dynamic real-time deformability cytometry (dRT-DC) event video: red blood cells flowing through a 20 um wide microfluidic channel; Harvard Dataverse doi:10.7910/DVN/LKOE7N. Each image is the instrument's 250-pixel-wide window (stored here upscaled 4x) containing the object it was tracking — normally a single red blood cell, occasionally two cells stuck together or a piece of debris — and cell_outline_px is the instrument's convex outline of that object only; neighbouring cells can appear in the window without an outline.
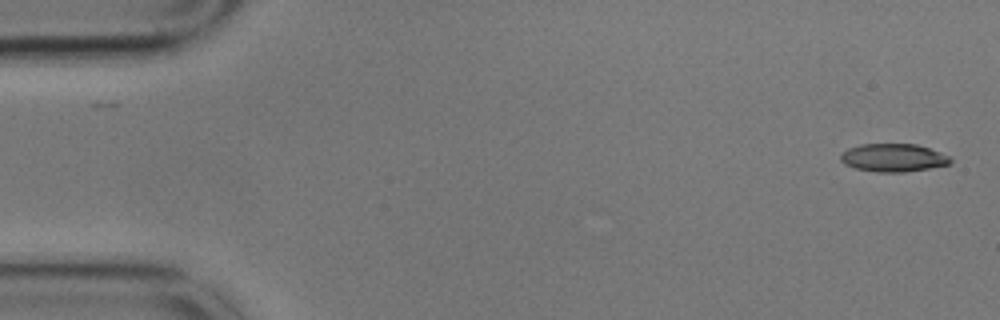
{"species": "common noctule bat (a hibernating species)", "species_latin": "Nyctalus noctula", "temperature_condition": "cold", "stored_images_in_passage": 55, "camera_frame_rate_fps": 3000, "um_per_image_px": 0.085, "animal": {"sex": "male", "body_mass_g": 17.9}, "frame": {"image": 1, "passage_image": 1, "time_ms": 0.0, "image_size_px": [1000, 320], "cell_outline_px": [[952, 160], [948, 164], [928, 168], [904, 172], [880, 172], [856, 168], [844, 164], [840, 160], [840, 156], [848, 148], [860, 144], [916, 144], [952, 156]], "centroid_in_image_um": [75.94, 13.4], "position_along_channel_um": 9.1, "area_um2": 17.8}}
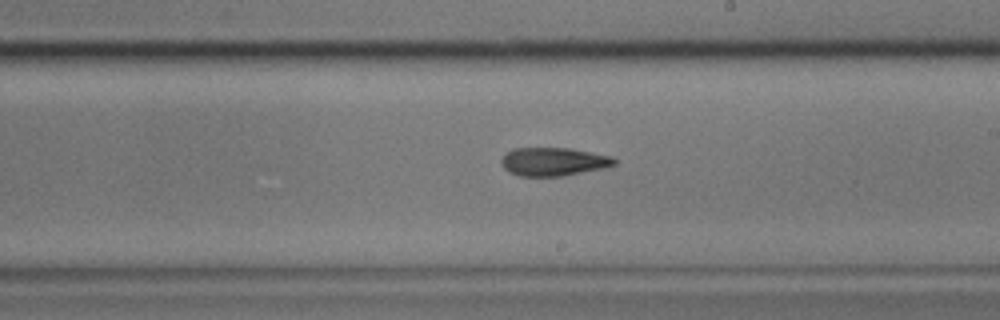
{"frame": {"image": 2, "passage_image": 31, "time_ms": 10.0, "image_size_px": [1000, 320], "cell_outline_px": [[616, 164], [604, 168], [564, 176], [520, 176], [508, 172], [500, 164], [500, 160], [512, 148], [568, 148], [612, 156], [616, 160]], "centroid_in_image_um": [47.03, 13.75], "position_along_channel_um": 242.0, "area_um2": 18.73}}
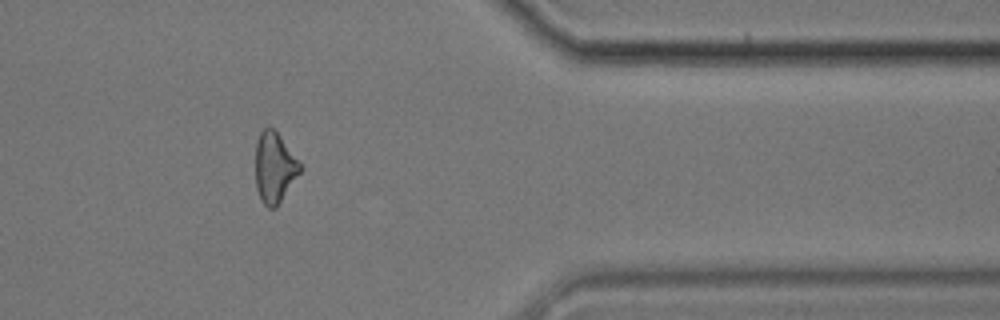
{"frame": {"image": 3, "passage_image": 45, "time_ms": 14.667, "image_size_px": [1000, 320], "cell_outline_px": [[304, 168], [276, 208], [268, 208], [260, 200], [256, 188], [256, 144], [260, 132], [268, 124], [280, 136], [304, 164]], "centroid_in_image_um": [23.37, 14.24], "position_along_channel_um": 388.0, "area_um2": 18.79}}